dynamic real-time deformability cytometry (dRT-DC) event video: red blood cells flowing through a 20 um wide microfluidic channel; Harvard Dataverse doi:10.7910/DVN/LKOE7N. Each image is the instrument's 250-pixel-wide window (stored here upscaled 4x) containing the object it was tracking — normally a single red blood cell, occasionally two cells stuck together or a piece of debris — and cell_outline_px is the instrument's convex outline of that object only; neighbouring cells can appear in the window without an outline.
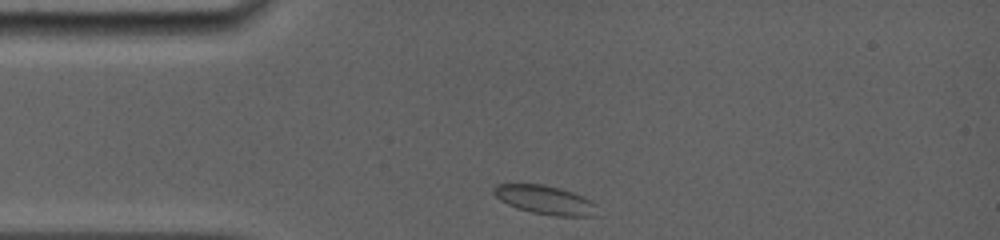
{"species": "common noctule bat (a hibernating species)", "species_latin": "Nyctalus noctula", "temperature_condition": "room temperature", "stored_images_in_passage": 62, "camera_frame_rate_fps": 5000, "um_per_image_px": 0.085, "animal": {"sex": "female", "body_mass_g": 19.0, "forearm_length_mm": 56.7}, "frame": {"image": 1, "passage_image": 1, "time_ms": 0.0, "image_size_px": [1000, 240], "cell_outline_px": [[596, 216], [552, 216], [532, 212], [516, 208], [500, 200], [492, 192], [492, 188], [496, 184], [544, 184], [560, 188], [584, 196], [596, 204]], "centroid_in_image_um": [46.32, 16.99], "position_along_channel_um": 38.7, "area_um2": 17.46}}
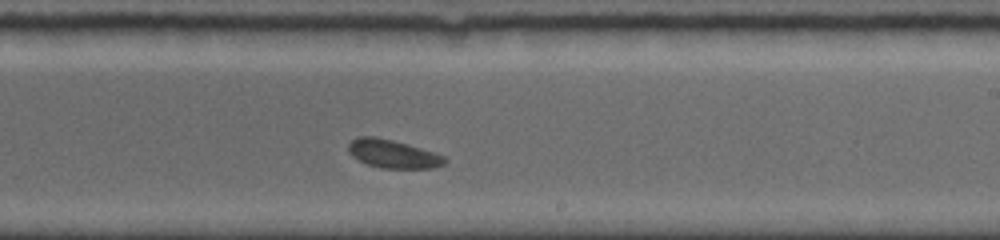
{"frame": {"image": 2, "passage_image": 36, "time_ms": 6.2, "image_size_px": [1000, 240], "cell_outline_px": [[448, 160], [444, 164], [432, 168], [380, 168], [368, 164], [352, 156], [348, 152], [348, 144], [352, 140], [360, 136], [376, 136], [392, 140], [420, 148], [444, 156]], "centroid_in_image_um": [33.38, 13.08], "position_along_channel_um": 255.6, "area_um2": 15.72}}
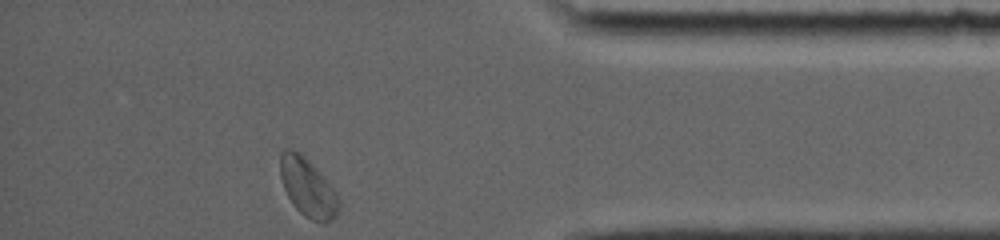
{"frame": {"image": 3, "passage_image": 62, "time_ms": 10.6, "image_size_px": [1000, 240], "cell_outline_px": [[340, 212], [336, 216], [324, 224], [312, 220], [304, 216], [296, 208], [288, 196], [284, 188], [280, 176], [280, 152], [284, 148], [288, 148], [300, 152], [324, 176], [332, 188], [340, 204]], "centroid_in_image_um": [26.15, 15.94], "position_along_channel_um": 409.1, "area_um2": 19.94}, "authors_computed_cell_mechanics": {"area_um2": 16.2129, "velocity_mm_per_s": 3.8533, "shape_relaxation_time_tau1_ms": 2.3793, "shape_relaxation_time_tau2_ms": 5.1666, "deformation_change_tau1": 0.0538, "deformation_change_tau2": 0.0787}}